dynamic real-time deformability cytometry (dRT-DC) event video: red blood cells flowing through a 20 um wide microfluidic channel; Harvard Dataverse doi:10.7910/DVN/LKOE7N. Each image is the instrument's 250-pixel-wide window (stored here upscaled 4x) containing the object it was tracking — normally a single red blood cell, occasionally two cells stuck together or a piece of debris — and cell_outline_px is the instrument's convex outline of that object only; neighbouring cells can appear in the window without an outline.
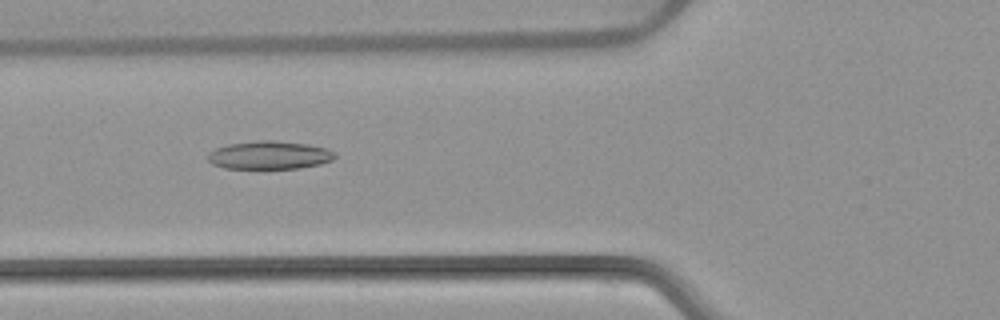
{"species": "common noctule bat (a hibernating species)", "species_latin": "Nyctalus noctula", "temperature_condition": "warm", "stored_images_in_passage": 43, "camera_frame_rate_fps": 3000, "um_per_image_px": 0.085, "animal": {"sex": "female", "body_mass_g": 22.7, "forearm_length_mm": 54.2}, "frame": {"image": 1, "passage_image": 11, "time_ms": 3.333, "image_size_px": [1000, 320], "cell_outline_px": [[336, 156], [332, 160], [320, 164], [300, 168], [224, 168], [212, 164], [208, 160], [208, 152], [216, 148], [228, 144], [256, 140], [276, 140], [308, 144], [328, 148], [336, 152]], "centroid_in_image_um": [22.92, 13.17], "position_along_channel_um": 102.9, "area_um2": 21.04}}
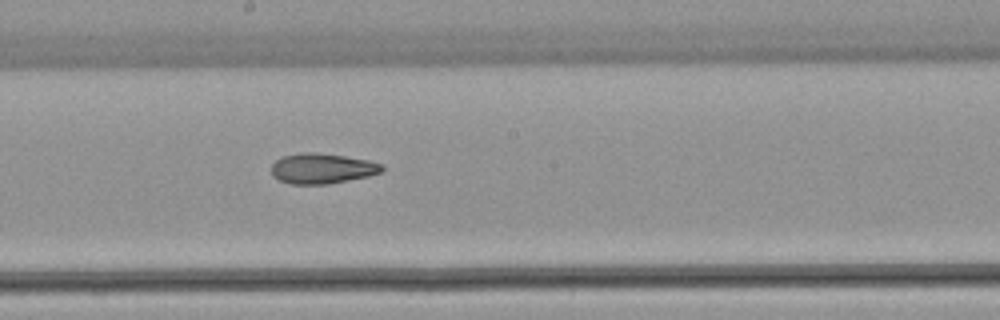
{"frame": {"image": 2, "passage_image": 20, "time_ms": 6.333, "image_size_px": [1000, 320], "cell_outline_px": [[384, 168], [380, 172], [368, 176], [328, 184], [292, 184], [280, 180], [272, 176], [272, 164], [276, 160], [284, 156], [304, 152], [316, 152], [344, 156], [368, 160], [384, 164]], "centroid_in_image_um": [27.38, 14.32], "position_along_channel_um": 220.8, "area_um2": 19.42}}
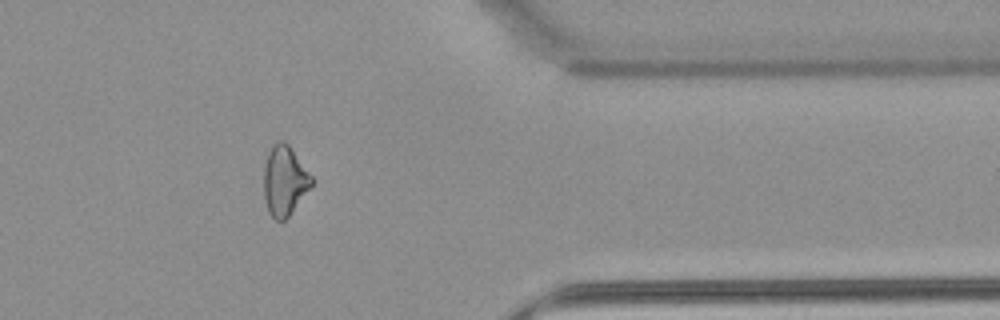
{"frame": {"image": 3, "passage_image": 34, "time_ms": 11.0, "image_size_px": [1000, 320], "cell_outline_px": [[312, 184], [288, 216], [284, 220], [276, 220], [268, 212], [264, 200], [264, 168], [268, 152], [272, 144], [276, 140], [284, 140], [288, 144], [312, 176]], "centroid_in_image_um": [24.15, 15.33], "position_along_channel_um": 387.2, "area_um2": 19.19}, "authors_computed_cell_mechanics": {"area_um2": 19.941, "velocity_mm_per_s": 3.9201, "shape_relaxation_time_tau1_ms": null, "shape_relaxation_time_tau2_ms": 4.9282, "deformation_change_tau1": null, "deformation_change_tau2": 0.1443}}